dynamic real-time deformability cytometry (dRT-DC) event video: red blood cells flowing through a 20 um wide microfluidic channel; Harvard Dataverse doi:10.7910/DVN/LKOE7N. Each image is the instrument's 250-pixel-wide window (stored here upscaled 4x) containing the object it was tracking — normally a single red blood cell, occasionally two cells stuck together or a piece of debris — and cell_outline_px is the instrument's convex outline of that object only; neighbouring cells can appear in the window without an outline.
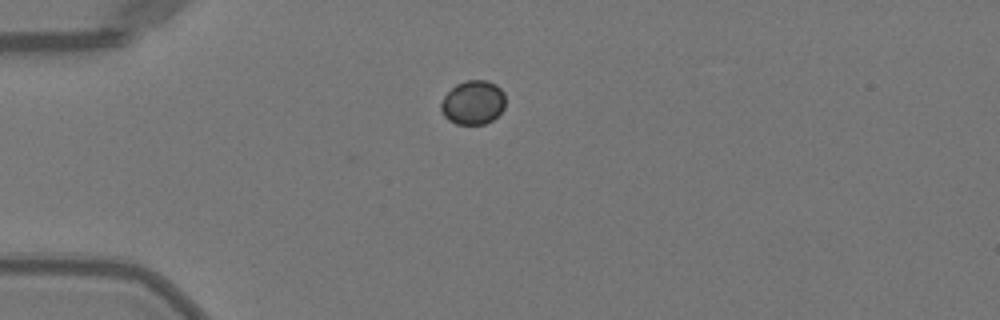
{"species": "Egyptian fruit bat (a non-hibernating species)", "species_latin": "Rousettus aegyptiacus", "temperature_condition": "warm", "stored_images_in_passage": 29, "camera_frame_rate_fps": 3000, "um_per_image_px": 0.085, "animal": {"sex": "female"}, "frame": {"image": 1, "passage_image": 1, "time_ms": 0.0, "image_size_px": [1000, 320], "cell_outline_px": [[504, 108], [492, 120], [484, 124], [456, 124], [448, 120], [444, 116], [440, 108], [440, 104], [444, 96], [456, 84], [464, 80], [488, 80], [496, 84], [504, 92]], "centroid_in_image_um": [40.2, 8.7], "position_along_channel_um": 44.8, "area_um2": 16.59}}
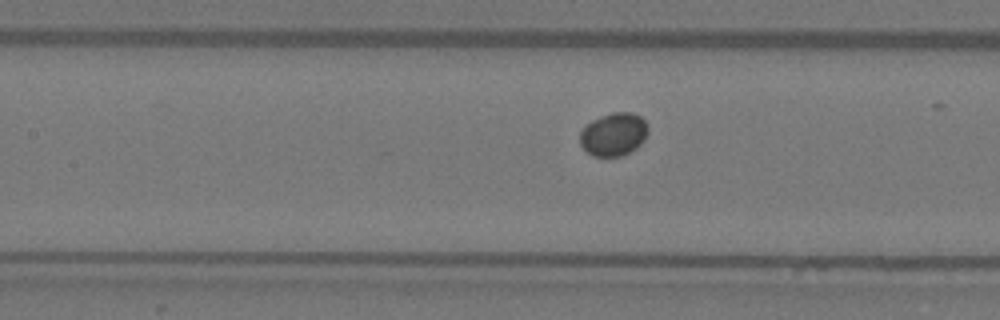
{"frame": {"image": 2, "passage_image": 11, "time_ms": 3.333, "image_size_px": [1000, 320], "cell_outline_px": [[648, 132], [644, 140], [636, 148], [624, 156], [592, 156], [580, 144], [580, 132], [592, 120], [600, 116], [612, 112], [632, 112], [640, 116], [648, 124]], "centroid_in_image_um": [52.18, 11.41], "position_along_channel_um": 155.2, "area_um2": 17.17}}
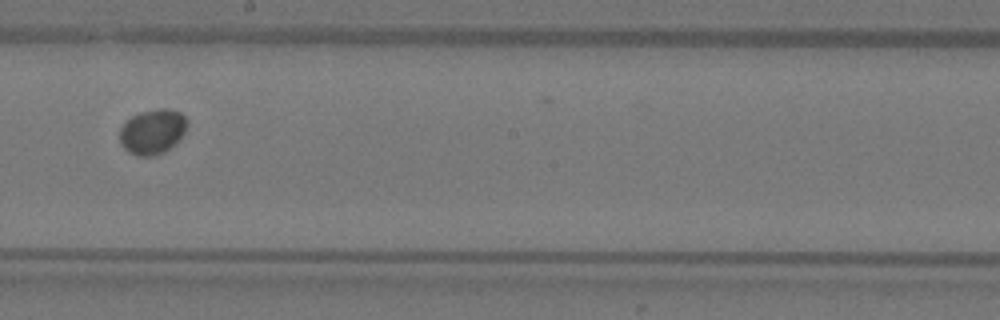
{"frame": {"image": 3, "passage_image": 17, "time_ms": 5.333, "image_size_px": [1000, 320], "cell_outline_px": [[188, 124], [184, 132], [176, 144], [164, 152], [156, 156], [136, 156], [128, 152], [120, 144], [120, 128], [132, 116], [140, 112], [160, 108], [168, 108], [180, 112], [188, 120]], "centroid_in_image_um": [12.98, 11.2], "position_along_channel_um": 235.2, "area_um2": 17.86}}